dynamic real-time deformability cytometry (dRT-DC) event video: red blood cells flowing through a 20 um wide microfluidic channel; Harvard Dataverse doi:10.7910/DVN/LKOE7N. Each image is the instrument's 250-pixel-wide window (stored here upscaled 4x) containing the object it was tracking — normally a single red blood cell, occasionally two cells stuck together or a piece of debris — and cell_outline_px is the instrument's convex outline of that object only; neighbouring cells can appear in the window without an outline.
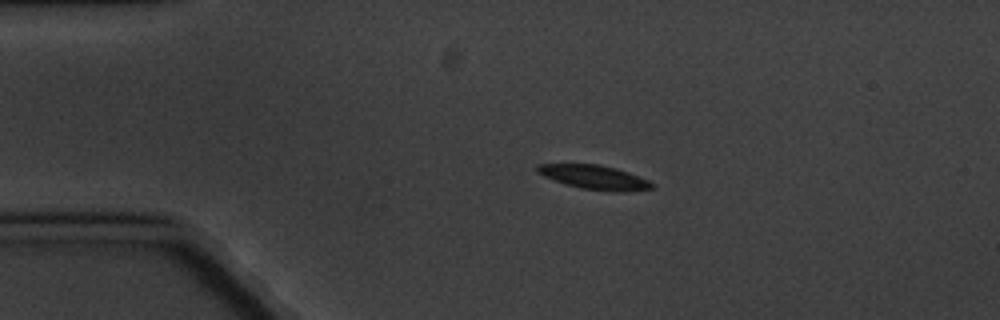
{"species": "common noctule bat (a hibernating species)", "species_latin": "Nyctalus noctula", "temperature_condition": "cold", "stored_images_in_passage": 6, "camera_frame_rate_fps": 3000, "um_per_image_px": 0.085, "animal": {"sex": "male", "body_mass_g": 20.1, "forearm_length_mm": 53.5}, "frame": {"image": 1, "passage_image": 3, "time_ms": 2.333, "image_size_px": [1000, 320], "cell_outline_px": [[656, 188], [628, 192], [616, 192], [580, 188], [564, 184], [544, 176], [536, 172], [536, 164], [600, 164], [616, 168], [628, 172], [648, 180], [656, 184]], "centroid_in_image_um": [50.56, 15.07], "position_along_channel_um": 34.4, "area_um2": 16.36}}
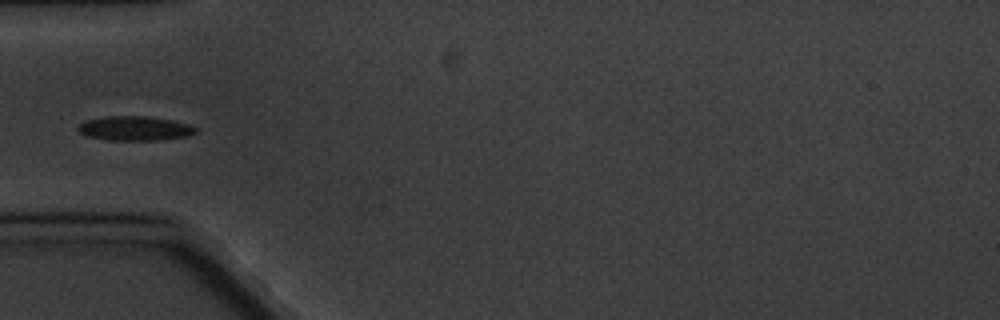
{"frame": {"image": 2, "passage_image": 5, "time_ms": 4.667, "image_size_px": [1000, 320], "cell_outline_px": [[196, 132], [188, 136], [160, 140], [108, 140], [88, 136], [80, 132], [76, 128], [80, 124], [88, 120], [108, 116], [144, 116], [172, 120], [188, 124], [196, 128]], "centroid_in_image_um": [11.47, 10.92], "position_along_channel_um": 73.5, "area_um2": 16.53}}